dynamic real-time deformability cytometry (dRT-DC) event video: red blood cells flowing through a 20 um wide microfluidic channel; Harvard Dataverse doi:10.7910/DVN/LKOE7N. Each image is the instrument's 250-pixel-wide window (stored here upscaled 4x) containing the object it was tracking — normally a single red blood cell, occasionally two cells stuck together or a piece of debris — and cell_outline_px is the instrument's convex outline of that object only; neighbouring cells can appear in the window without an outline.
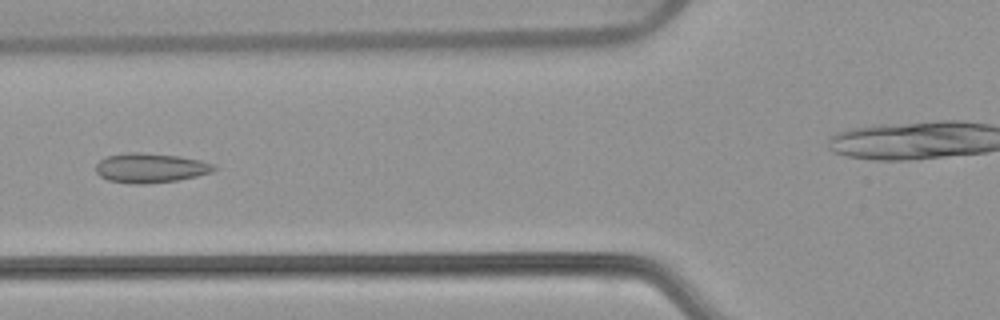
{"species": "common noctule bat (a hibernating species)", "species_latin": "Nyctalus noctula", "temperature_condition": "warm", "stored_images_in_passage": 55, "camera_frame_rate_fps": 3000, "um_per_image_px": 0.085, "animal": {"sex": "female", "body_mass_g": 22.7, "forearm_length_mm": 54.2}, "frame": {"image": 1, "passage_image": 21, "time_ms": 6.667, "image_size_px": [1000, 320], "cell_outline_px": [[216, 168], [212, 172], [196, 176], [176, 180], [144, 184], [132, 184], [108, 180], [100, 176], [96, 172], [96, 164], [100, 160], [108, 156], [128, 152], [140, 152], [180, 156], [200, 160], [212, 164]], "centroid_in_image_um": [12.76, 14.27], "position_along_channel_um": 113.0, "area_um2": 20.23}}
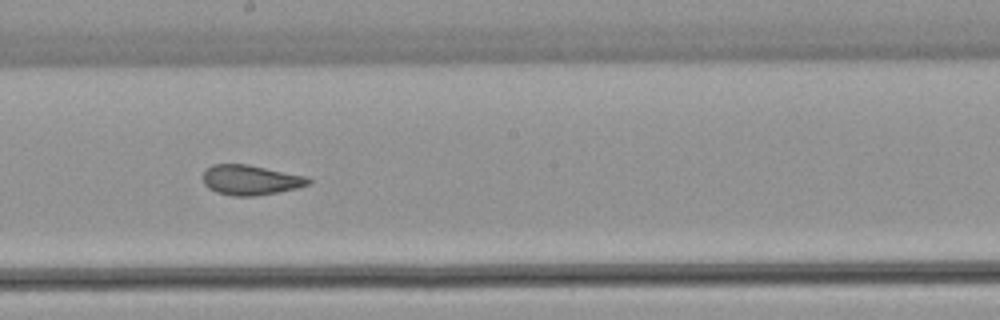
{"frame": {"image": 2, "passage_image": 30, "time_ms": 9.667, "image_size_px": [1000, 320], "cell_outline_px": [[312, 180], [308, 184], [296, 188], [256, 196], [232, 196], [216, 192], [208, 188], [204, 184], [204, 172], [212, 164], [248, 164], [308, 176]], "centroid_in_image_um": [21.3, 15.29], "position_along_channel_um": 226.9, "area_um2": 18.44}}
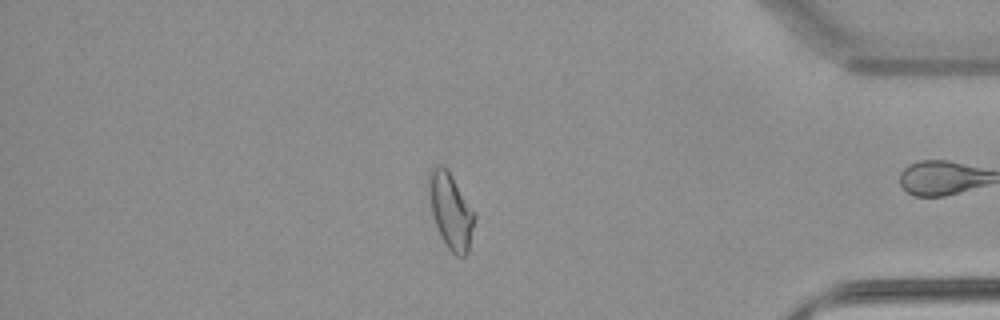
{"frame": {"image": 3, "passage_image": 46, "time_ms": 15.0, "image_size_px": [1000, 320], "cell_outline_px": [[476, 216], [468, 252], [464, 256], [456, 256], [444, 244], [440, 236], [432, 212], [428, 188], [428, 172], [436, 164], [440, 164], [448, 168], [476, 212]], "centroid_in_image_um": [38.33, 17.88], "position_along_channel_um": 396.9, "area_um2": 20.52}, "authors_computed_cell_mechanics": {"area_um2": 20.2878, "velocity_mm_per_s": 3.8034, "shape_relaxation_time_tau1_ms": null, "shape_relaxation_time_tau2_ms": 1.8839, "deformation_change_tau1": null, "deformation_change_tau2": 0.0814}}